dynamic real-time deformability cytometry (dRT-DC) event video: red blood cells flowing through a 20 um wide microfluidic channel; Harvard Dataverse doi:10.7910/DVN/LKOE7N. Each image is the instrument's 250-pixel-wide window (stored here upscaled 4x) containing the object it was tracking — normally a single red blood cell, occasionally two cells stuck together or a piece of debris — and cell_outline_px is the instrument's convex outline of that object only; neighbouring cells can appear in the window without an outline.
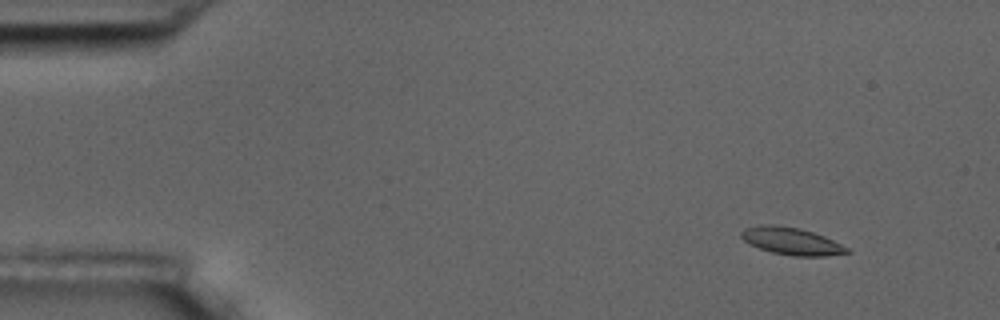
{"species": "common noctule bat (a hibernating species)", "species_latin": "Nyctalus noctula", "temperature_condition": "room temperature", "stored_images_in_passage": 4, "camera_frame_rate_fps": 3000, "um_per_image_px": 0.085, "animal": {"sex": "male", "body_mass_g": 17.5, "forearm_length_mm": 52.3}, "frame": {"image": 1, "passage_image": 1, "time_ms": 0.0, "image_size_px": [1000, 320], "cell_outline_px": [[852, 252], [828, 256], [792, 256], [772, 252], [760, 248], [744, 240], [740, 236], [740, 232], [744, 228], [760, 224], [776, 224], [800, 228], [824, 236], [848, 248]], "centroid_in_image_um": [67.26, 20.48], "position_along_channel_um": 17.7, "area_um2": 16.82}}
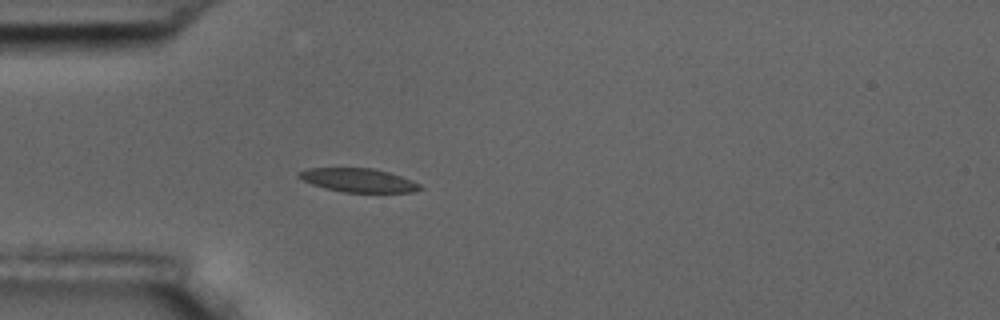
{"frame": {"image": 2, "passage_image": 4, "time_ms": 3.667, "image_size_px": [1000, 320], "cell_outline_px": [[424, 188], [412, 192], [344, 192], [324, 188], [312, 184], [296, 176], [296, 172], [308, 168], [372, 168], [388, 172], [412, 180], [420, 184]], "centroid_in_image_um": [30.44, 15.31], "position_along_channel_um": 54.6, "area_um2": 16.7}}